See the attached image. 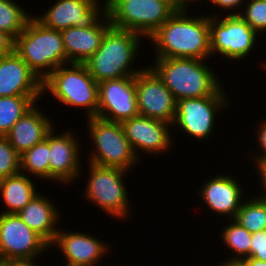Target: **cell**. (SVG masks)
<instances>
[{
	"label": "cell",
	"instance_id": "25",
	"mask_svg": "<svg viewBox=\"0 0 266 266\" xmlns=\"http://www.w3.org/2000/svg\"><path fill=\"white\" fill-rule=\"evenodd\" d=\"M42 96L0 97V136H5L13 125L41 100Z\"/></svg>",
	"mask_w": 266,
	"mask_h": 266
},
{
	"label": "cell",
	"instance_id": "33",
	"mask_svg": "<svg viewBox=\"0 0 266 266\" xmlns=\"http://www.w3.org/2000/svg\"><path fill=\"white\" fill-rule=\"evenodd\" d=\"M246 1L247 0H213L210 4L213 5V7L216 6L221 10H225V15H239ZM240 7H242V9Z\"/></svg>",
	"mask_w": 266,
	"mask_h": 266
},
{
	"label": "cell",
	"instance_id": "12",
	"mask_svg": "<svg viewBox=\"0 0 266 266\" xmlns=\"http://www.w3.org/2000/svg\"><path fill=\"white\" fill-rule=\"evenodd\" d=\"M102 2L100 0H56L45 13L38 16L35 14L34 17L46 27L57 31L74 26L90 28L107 14L106 0Z\"/></svg>",
	"mask_w": 266,
	"mask_h": 266
},
{
	"label": "cell",
	"instance_id": "2",
	"mask_svg": "<svg viewBox=\"0 0 266 266\" xmlns=\"http://www.w3.org/2000/svg\"><path fill=\"white\" fill-rule=\"evenodd\" d=\"M154 61L149 67L171 91L176 101L192 97L228 96L224 90L226 87H223V82L215 74L216 70L212 69L211 64L209 67L205 60L154 58Z\"/></svg>",
	"mask_w": 266,
	"mask_h": 266
},
{
	"label": "cell",
	"instance_id": "41",
	"mask_svg": "<svg viewBox=\"0 0 266 266\" xmlns=\"http://www.w3.org/2000/svg\"><path fill=\"white\" fill-rule=\"evenodd\" d=\"M168 1H170L172 4H174L175 5V7H176V0H168Z\"/></svg>",
	"mask_w": 266,
	"mask_h": 266
},
{
	"label": "cell",
	"instance_id": "20",
	"mask_svg": "<svg viewBox=\"0 0 266 266\" xmlns=\"http://www.w3.org/2000/svg\"><path fill=\"white\" fill-rule=\"evenodd\" d=\"M107 14L93 27L77 28L76 26L63 31V43L68 63H84L101 46L106 31L111 27Z\"/></svg>",
	"mask_w": 266,
	"mask_h": 266
},
{
	"label": "cell",
	"instance_id": "37",
	"mask_svg": "<svg viewBox=\"0 0 266 266\" xmlns=\"http://www.w3.org/2000/svg\"><path fill=\"white\" fill-rule=\"evenodd\" d=\"M202 1L201 0H176V8L177 10H189L190 8L188 7H190L191 2L192 4H194V2L201 4ZM205 1L206 0H204V2Z\"/></svg>",
	"mask_w": 266,
	"mask_h": 266
},
{
	"label": "cell",
	"instance_id": "14",
	"mask_svg": "<svg viewBox=\"0 0 266 266\" xmlns=\"http://www.w3.org/2000/svg\"><path fill=\"white\" fill-rule=\"evenodd\" d=\"M139 115L135 76L98 83V118L119 122Z\"/></svg>",
	"mask_w": 266,
	"mask_h": 266
},
{
	"label": "cell",
	"instance_id": "24",
	"mask_svg": "<svg viewBox=\"0 0 266 266\" xmlns=\"http://www.w3.org/2000/svg\"><path fill=\"white\" fill-rule=\"evenodd\" d=\"M49 133L46 138L20 155V171L36 180L50 181Z\"/></svg>",
	"mask_w": 266,
	"mask_h": 266
},
{
	"label": "cell",
	"instance_id": "7",
	"mask_svg": "<svg viewBox=\"0 0 266 266\" xmlns=\"http://www.w3.org/2000/svg\"><path fill=\"white\" fill-rule=\"evenodd\" d=\"M87 129L93 149L89 152L88 162L103 166L133 171L139 164L130 142L126 138L122 124L98 117L88 118Z\"/></svg>",
	"mask_w": 266,
	"mask_h": 266
},
{
	"label": "cell",
	"instance_id": "11",
	"mask_svg": "<svg viewBox=\"0 0 266 266\" xmlns=\"http://www.w3.org/2000/svg\"><path fill=\"white\" fill-rule=\"evenodd\" d=\"M49 250V244L18 214L0 213V259H31Z\"/></svg>",
	"mask_w": 266,
	"mask_h": 266
},
{
	"label": "cell",
	"instance_id": "18",
	"mask_svg": "<svg viewBox=\"0 0 266 266\" xmlns=\"http://www.w3.org/2000/svg\"><path fill=\"white\" fill-rule=\"evenodd\" d=\"M215 174L216 176L202 183L197 195L207 209L211 210L209 212L220 214V217L224 216L228 220L234 219L246 198L245 192L243 193L244 185H240L243 182H239V179H236L237 176H231L229 173Z\"/></svg>",
	"mask_w": 266,
	"mask_h": 266
},
{
	"label": "cell",
	"instance_id": "13",
	"mask_svg": "<svg viewBox=\"0 0 266 266\" xmlns=\"http://www.w3.org/2000/svg\"><path fill=\"white\" fill-rule=\"evenodd\" d=\"M135 89L139 115L173 124L177 101L149 65L135 75Z\"/></svg>",
	"mask_w": 266,
	"mask_h": 266
},
{
	"label": "cell",
	"instance_id": "16",
	"mask_svg": "<svg viewBox=\"0 0 266 266\" xmlns=\"http://www.w3.org/2000/svg\"><path fill=\"white\" fill-rule=\"evenodd\" d=\"M56 124L49 132L50 181L71 185L82 174L81 142L72 130L56 132ZM78 136V137H77ZM80 154V155H79Z\"/></svg>",
	"mask_w": 266,
	"mask_h": 266
},
{
	"label": "cell",
	"instance_id": "36",
	"mask_svg": "<svg viewBox=\"0 0 266 266\" xmlns=\"http://www.w3.org/2000/svg\"><path fill=\"white\" fill-rule=\"evenodd\" d=\"M36 258L35 257L31 259H13L7 262L8 266H38Z\"/></svg>",
	"mask_w": 266,
	"mask_h": 266
},
{
	"label": "cell",
	"instance_id": "35",
	"mask_svg": "<svg viewBox=\"0 0 266 266\" xmlns=\"http://www.w3.org/2000/svg\"><path fill=\"white\" fill-rule=\"evenodd\" d=\"M254 165L256 167V169L254 167V170L257 171V174L259 175L258 178L260 177L259 182H260L261 190H260V188L258 190H259V192L262 191L259 194L257 193V195L261 199L266 200V158L259 160Z\"/></svg>",
	"mask_w": 266,
	"mask_h": 266
},
{
	"label": "cell",
	"instance_id": "8",
	"mask_svg": "<svg viewBox=\"0 0 266 266\" xmlns=\"http://www.w3.org/2000/svg\"><path fill=\"white\" fill-rule=\"evenodd\" d=\"M177 8L168 0H106L111 25L149 38Z\"/></svg>",
	"mask_w": 266,
	"mask_h": 266
},
{
	"label": "cell",
	"instance_id": "17",
	"mask_svg": "<svg viewBox=\"0 0 266 266\" xmlns=\"http://www.w3.org/2000/svg\"><path fill=\"white\" fill-rule=\"evenodd\" d=\"M50 248H58L65 258V266H97L100 261L108 253L109 243L92 234H85L82 231H67L59 228L54 241L49 245ZM110 247V248H109ZM99 263V264H98Z\"/></svg>",
	"mask_w": 266,
	"mask_h": 266
},
{
	"label": "cell",
	"instance_id": "26",
	"mask_svg": "<svg viewBox=\"0 0 266 266\" xmlns=\"http://www.w3.org/2000/svg\"><path fill=\"white\" fill-rule=\"evenodd\" d=\"M227 225H223L220 234L221 242L225 244L226 248L229 247L230 253L227 259L231 260H245L250 258V246H251V235L245 227H242L234 219L228 220ZM234 253V254H233Z\"/></svg>",
	"mask_w": 266,
	"mask_h": 266
},
{
	"label": "cell",
	"instance_id": "34",
	"mask_svg": "<svg viewBox=\"0 0 266 266\" xmlns=\"http://www.w3.org/2000/svg\"><path fill=\"white\" fill-rule=\"evenodd\" d=\"M15 51V39L8 33L0 31V58Z\"/></svg>",
	"mask_w": 266,
	"mask_h": 266
},
{
	"label": "cell",
	"instance_id": "6",
	"mask_svg": "<svg viewBox=\"0 0 266 266\" xmlns=\"http://www.w3.org/2000/svg\"><path fill=\"white\" fill-rule=\"evenodd\" d=\"M88 164V180L83 191L86 201L94 204L111 218L128 219L131 216L130 194L125 186V177L129 171L116 167H103ZM124 179V180H123ZM129 196V197H128Z\"/></svg>",
	"mask_w": 266,
	"mask_h": 266
},
{
	"label": "cell",
	"instance_id": "39",
	"mask_svg": "<svg viewBox=\"0 0 266 266\" xmlns=\"http://www.w3.org/2000/svg\"><path fill=\"white\" fill-rule=\"evenodd\" d=\"M244 261L248 266H266V261L257 260L255 258H246Z\"/></svg>",
	"mask_w": 266,
	"mask_h": 266
},
{
	"label": "cell",
	"instance_id": "19",
	"mask_svg": "<svg viewBox=\"0 0 266 266\" xmlns=\"http://www.w3.org/2000/svg\"><path fill=\"white\" fill-rule=\"evenodd\" d=\"M43 96L42 81L14 51L0 58V97Z\"/></svg>",
	"mask_w": 266,
	"mask_h": 266
},
{
	"label": "cell",
	"instance_id": "40",
	"mask_svg": "<svg viewBox=\"0 0 266 266\" xmlns=\"http://www.w3.org/2000/svg\"><path fill=\"white\" fill-rule=\"evenodd\" d=\"M0 266H8V265L6 261L0 259Z\"/></svg>",
	"mask_w": 266,
	"mask_h": 266
},
{
	"label": "cell",
	"instance_id": "22",
	"mask_svg": "<svg viewBox=\"0 0 266 266\" xmlns=\"http://www.w3.org/2000/svg\"><path fill=\"white\" fill-rule=\"evenodd\" d=\"M47 195L36 194L31 201L17 213L30 229L40 235L49 245L59 231L61 211ZM59 224V225H58ZM58 225V226H57Z\"/></svg>",
	"mask_w": 266,
	"mask_h": 266
},
{
	"label": "cell",
	"instance_id": "23",
	"mask_svg": "<svg viewBox=\"0 0 266 266\" xmlns=\"http://www.w3.org/2000/svg\"><path fill=\"white\" fill-rule=\"evenodd\" d=\"M24 173L0 179V196L6 206L0 213L17 214L38 194L35 181Z\"/></svg>",
	"mask_w": 266,
	"mask_h": 266
},
{
	"label": "cell",
	"instance_id": "32",
	"mask_svg": "<svg viewBox=\"0 0 266 266\" xmlns=\"http://www.w3.org/2000/svg\"><path fill=\"white\" fill-rule=\"evenodd\" d=\"M257 125H258L257 130L255 131L254 135H255V138L257 139L255 142L258 143L259 145L258 148H261V150L258 151V153L260 152L261 153L258 154L257 152L256 153L251 152V158H253L254 160L253 165L259 160L266 158V118L258 122ZM256 154L258 155L256 156Z\"/></svg>",
	"mask_w": 266,
	"mask_h": 266
},
{
	"label": "cell",
	"instance_id": "29",
	"mask_svg": "<svg viewBox=\"0 0 266 266\" xmlns=\"http://www.w3.org/2000/svg\"><path fill=\"white\" fill-rule=\"evenodd\" d=\"M239 16L258 34L266 32V0H247Z\"/></svg>",
	"mask_w": 266,
	"mask_h": 266
},
{
	"label": "cell",
	"instance_id": "38",
	"mask_svg": "<svg viewBox=\"0 0 266 266\" xmlns=\"http://www.w3.org/2000/svg\"><path fill=\"white\" fill-rule=\"evenodd\" d=\"M215 266H248L244 260H231L226 259L221 261V263L216 264Z\"/></svg>",
	"mask_w": 266,
	"mask_h": 266
},
{
	"label": "cell",
	"instance_id": "4",
	"mask_svg": "<svg viewBox=\"0 0 266 266\" xmlns=\"http://www.w3.org/2000/svg\"><path fill=\"white\" fill-rule=\"evenodd\" d=\"M15 52L41 81L67 64L61 31L46 27L34 15L15 39Z\"/></svg>",
	"mask_w": 266,
	"mask_h": 266
},
{
	"label": "cell",
	"instance_id": "21",
	"mask_svg": "<svg viewBox=\"0 0 266 266\" xmlns=\"http://www.w3.org/2000/svg\"><path fill=\"white\" fill-rule=\"evenodd\" d=\"M40 106L35 105L22 116L5 135L13 148L21 155L34 145L43 141L54 128L52 118L44 114ZM43 112V113H42Z\"/></svg>",
	"mask_w": 266,
	"mask_h": 266
},
{
	"label": "cell",
	"instance_id": "30",
	"mask_svg": "<svg viewBox=\"0 0 266 266\" xmlns=\"http://www.w3.org/2000/svg\"><path fill=\"white\" fill-rule=\"evenodd\" d=\"M20 172V154L5 136H0V179Z\"/></svg>",
	"mask_w": 266,
	"mask_h": 266
},
{
	"label": "cell",
	"instance_id": "9",
	"mask_svg": "<svg viewBox=\"0 0 266 266\" xmlns=\"http://www.w3.org/2000/svg\"><path fill=\"white\" fill-rule=\"evenodd\" d=\"M218 13L208 14L211 57L219 53L218 56L228 61L247 59L258 46L256 41L260 35L239 15L220 16L222 11Z\"/></svg>",
	"mask_w": 266,
	"mask_h": 266
},
{
	"label": "cell",
	"instance_id": "27",
	"mask_svg": "<svg viewBox=\"0 0 266 266\" xmlns=\"http://www.w3.org/2000/svg\"><path fill=\"white\" fill-rule=\"evenodd\" d=\"M254 194V197L251 195V198L249 196L247 199L245 198L234 218L250 233L266 230V200L256 197V193Z\"/></svg>",
	"mask_w": 266,
	"mask_h": 266
},
{
	"label": "cell",
	"instance_id": "1",
	"mask_svg": "<svg viewBox=\"0 0 266 266\" xmlns=\"http://www.w3.org/2000/svg\"><path fill=\"white\" fill-rule=\"evenodd\" d=\"M193 17L189 10H177L149 38L154 58H194L208 61L209 15Z\"/></svg>",
	"mask_w": 266,
	"mask_h": 266
},
{
	"label": "cell",
	"instance_id": "3",
	"mask_svg": "<svg viewBox=\"0 0 266 266\" xmlns=\"http://www.w3.org/2000/svg\"><path fill=\"white\" fill-rule=\"evenodd\" d=\"M141 38L144 39L138 33L111 26L106 31L101 46L84 62L89 74L100 83L104 80L135 76L141 72L143 67H133L139 57L138 51H142Z\"/></svg>",
	"mask_w": 266,
	"mask_h": 266
},
{
	"label": "cell",
	"instance_id": "31",
	"mask_svg": "<svg viewBox=\"0 0 266 266\" xmlns=\"http://www.w3.org/2000/svg\"><path fill=\"white\" fill-rule=\"evenodd\" d=\"M250 258L266 261V230L252 233Z\"/></svg>",
	"mask_w": 266,
	"mask_h": 266
},
{
	"label": "cell",
	"instance_id": "28",
	"mask_svg": "<svg viewBox=\"0 0 266 266\" xmlns=\"http://www.w3.org/2000/svg\"><path fill=\"white\" fill-rule=\"evenodd\" d=\"M16 0H0V31L16 39L27 25L30 15Z\"/></svg>",
	"mask_w": 266,
	"mask_h": 266
},
{
	"label": "cell",
	"instance_id": "15",
	"mask_svg": "<svg viewBox=\"0 0 266 266\" xmlns=\"http://www.w3.org/2000/svg\"><path fill=\"white\" fill-rule=\"evenodd\" d=\"M121 124L126 138L139 160L141 159L140 152L143 155L145 153L146 156L148 154L152 156L160 154L161 156L173 148L172 138L174 136L172 128H170L172 124L142 115L127 119Z\"/></svg>",
	"mask_w": 266,
	"mask_h": 266
},
{
	"label": "cell",
	"instance_id": "10",
	"mask_svg": "<svg viewBox=\"0 0 266 266\" xmlns=\"http://www.w3.org/2000/svg\"><path fill=\"white\" fill-rule=\"evenodd\" d=\"M229 103L232 104L227 96L180 99L177 101L172 128L179 129L187 137L204 142L215 131L216 115L229 107Z\"/></svg>",
	"mask_w": 266,
	"mask_h": 266
},
{
	"label": "cell",
	"instance_id": "5",
	"mask_svg": "<svg viewBox=\"0 0 266 266\" xmlns=\"http://www.w3.org/2000/svg\"><path fill=\"white\" fill-rule=\"evenodd\" d=\"M42 92L43 96H53L60 105L82 108L85 119L97 116L98 83L84 63H68L55 69L42 81Z\"/></svg>",
	"mask_w": 266,
	"mask_h": 266
}]
</instances>
